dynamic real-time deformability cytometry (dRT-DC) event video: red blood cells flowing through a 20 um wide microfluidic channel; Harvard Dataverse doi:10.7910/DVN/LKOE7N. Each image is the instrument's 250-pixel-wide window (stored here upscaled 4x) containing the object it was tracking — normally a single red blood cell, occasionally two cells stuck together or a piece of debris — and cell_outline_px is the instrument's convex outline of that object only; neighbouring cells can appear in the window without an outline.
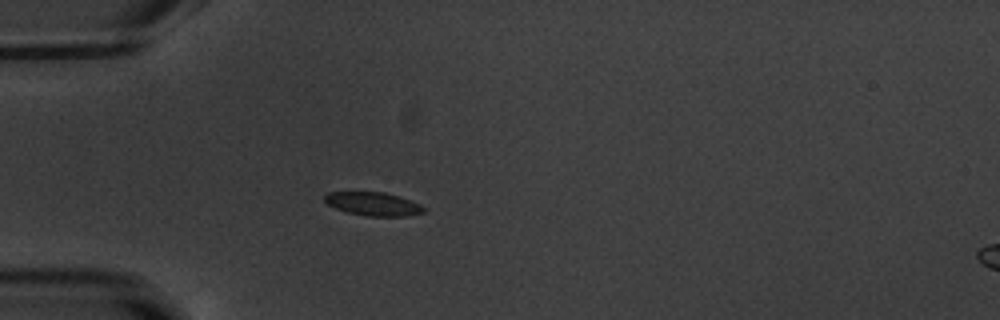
{"species": "common noctule bat (a hibernating species)", "species_latin": "Nyctalus noctula", "temperature_condition": "warm", "stored_images_in_passage": 39, "camera_frame_rate_fps": 3000, "um_per_image_px": 0.085, "animal": {"sex": "male", "body_mass_g": 20.1, "forearm_length_mm": 53.5}, "frame": {"image": 1, "passage_image": 1, "time_ms": 0.0, "image_size_px": [1000, 320], "cell_outline_px": [[424, 212], [408, 216], [368, 216], [348, 212], [336, 208], [328, 204], [324, 200], [324, 196], [328, 192], [384, 192], [400, 196], [420, 204], [424, 208]], "centroid_in_image_um": [31.73, 17.33], "position_along_channel_um": 53.3, "area_um2": 13.47}}
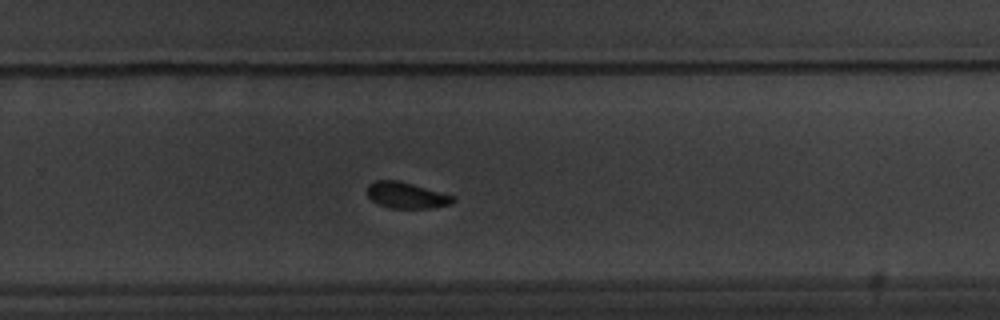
{"frame": {"image": 2, "passage_image": 21, "time_ms": 6.667, "image_size_px": [1000, 320], "cell_outline_px": [[456, 200], [452, 204], [436, 208], [388, 208], [372, 200], [368, 196], [368, 184], [376, 180], [400, 180], [456, 196]], "centroid_in_image_um": [34.61, 16.6], "position_along_channel_um": 295.2, "area_um2": 13.29}}
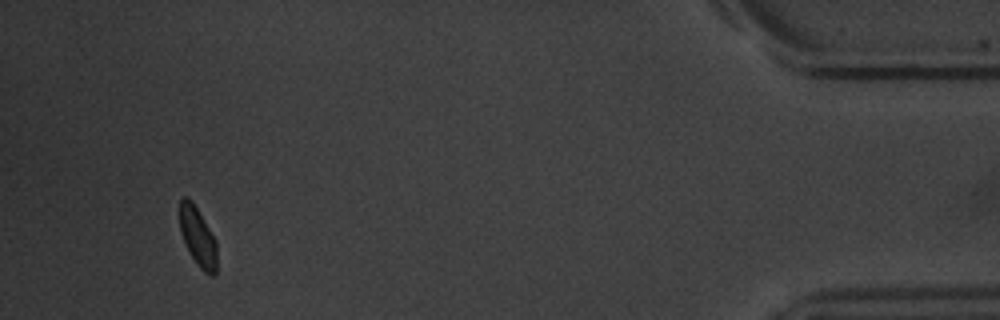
{"frame": {"image": 3, "passage_image": 36, "time_ms": 11.667, "image_size_px": [1000, 320], "cell_outline_px": [[216, 272], [212, 276], [204, 272], [196, 264], [180, 232], [180, 200], [184, 196], [188, 196], [192, 200], [216, 240]], "centroid_in_image_um": [16.81, 20.11], "position_along_channel_um": 418.4, "area_um2": 12.66}, "authors_computed_cell_mechanics": {"area_um2": 13.6408, "velocity_mm_per_s": 3.7819, "shape_relaxation_time_tau1_ms": 3.3596, "shape_relaxation_time_tau2_ms": 0.4952, "deformation_change_tau1": 0.1437, "deformation_change_tau2": 0.0548}}